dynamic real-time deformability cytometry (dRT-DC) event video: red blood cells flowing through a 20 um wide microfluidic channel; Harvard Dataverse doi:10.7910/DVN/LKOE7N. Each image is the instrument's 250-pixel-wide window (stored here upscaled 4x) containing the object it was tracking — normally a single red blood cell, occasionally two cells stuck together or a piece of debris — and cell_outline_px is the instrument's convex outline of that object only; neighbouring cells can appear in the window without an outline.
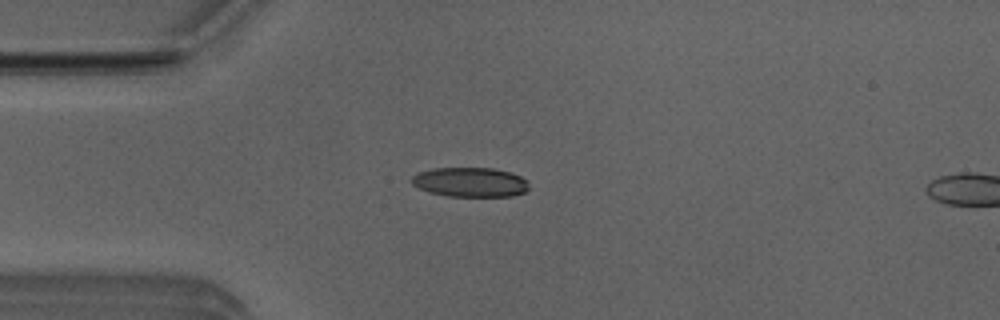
{"species": "Egyptian fruit bat (a non-hibernating species)", "species_latin": "Rousettus aegyptiacus", "temperature_condition": "room temperature", "stored_images_in_passage": 5, "camera_frame_rate_fps": 3000, "um_per_image_px": 0.085, "animal": {"sex": "male"}, "frame": {"image": 1, "passage_image": 4, "time_ms": 1.0, "image_size_px": [1000, 320], "cell_outline_px": [[528, 188], [524, 192], [512, 196], [448, 196], [432, 192], [420, 188], [412, 184], [408, 180], [416, 172], [432, 168], [492, 168], [508, 172], [520, 176], [528, 180]], "centroid_in_image_um": [39.93, 15.47], "position_along_channel_um": 45.1, "area_um2": 20.17}}